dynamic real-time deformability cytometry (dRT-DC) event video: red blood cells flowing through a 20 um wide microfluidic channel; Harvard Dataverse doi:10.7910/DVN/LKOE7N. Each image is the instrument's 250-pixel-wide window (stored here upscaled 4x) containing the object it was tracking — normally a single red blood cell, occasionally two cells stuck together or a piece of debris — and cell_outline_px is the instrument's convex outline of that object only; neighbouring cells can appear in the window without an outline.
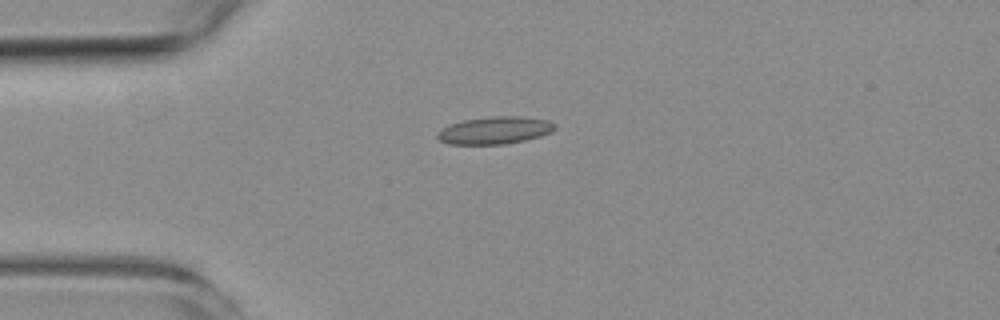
{"species": "common noctule bat (a hibernating species)", "species_latin": "Nyctalus noctula", "temperature_condition": "room temperature", "stored_images_in_passage": 2, "camera_frame_rate_fps": 3000, "um_per_image_px": 0.085, "animal": {"sex": "female", "body_mass_g": 19.3, "forearm_length_mm": 54.1}, "frame": {"image": 1, "passage_image": 2, "time_ms": 1.667, "image_size_px": [1000, 320], "cell_outline_px": [[556, 128], [552, 132], [540, 136], [524, 140], [504, 144], [448, 144], [440, 140], [436, 136], [436, 132], [452, 124], [464, 120], [496, 116], [520, 116], [548, 120], [556, 124]], "centroid_in_image_um": [42.09, 11.08], "position_along_channel_um": 42.9, "area_um2": 18.61}}